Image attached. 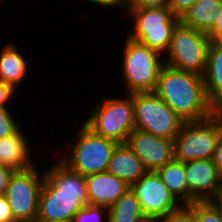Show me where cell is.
Instances as JSON below:
<instances>
[{
	"label": "cell",
	"mask_w": 222,
	"mask_h": 222,
	"mask_svg": "<svg viewBox=\"0 0 222 222\" xmlns=\"http://www.w3.org/2000/svg\"><path fill=\"white\" fill-rule=\"evenodd\" d=\"M13 42L2 45L0 52V80L18 91L20 84L29 76V62Z\"/></svg>",
	"instance_id": "obj_16"
},
{
	"label": "cell",
	"mask_w": 222,
	"mask_h": 222,
	"mask_svg": "<svg viewBox=\"0 0 222 222\" xmlns=\"http://www.w3.org/2000/svg\"><path fill=\"white\" fill-rule=\"evenodd\" d=\"M14 94L16 95V90L0 80V107H9L8 104H11L9 102Z\"/></svg>",
	"instance_id": "obj_29"
},
{
	"label": "cell",
	"mask_w": 222,
	"mask_h": 222,
	"mask_svg": "<svg viewBox=\"0 0 222 222\" xmlns=\"http://www.w3.org/2000/svg\"><path fill=\"white\" fill-rule=\"evenodd\" d=\"M90 205L111 207L129 188L120 178L101 172L85 177Z\"/></svg>",
	"instance_id": "obj_14"
},
{
	"label": "cell",
	"mask_w": 222,
	"mask_h": 222,
	"mask_svg": "<svg viewBox=\"0 0 222 222\" xmlns=\"http://www.w3.org/2000/svg\"><path fill=\"white\" fill-rule=\"evenodd\" d=\"M10 107H0V139L15 134L22 126Z\"/></svg>",
	"instance_id": "obj_24"
},
{
	"label": "cell",
	"mask_w": 222,
	"mask_h": 222,
	"mask_svg": "<svg viewBox=\"0 0 222 222\" xmlns=\"http://www.w3.org/2000/svg\"><path fill=\"white\" fill-rule=\"evenodd\" d=\"M170 0H123V9H139L146 7H168Z\"/></svg>",
	"instance_id": "obj_26"
},
{
	"label": "cell",
	"mask_w": 222,
	"mask_h": 222,
	"mask_svg": "<svg viewBox=\"0 0 222 222\" xmlns=\"http://www.w3.org/2000/svg\"><path fill=\"white\" fill-rule=\"evenodd\" d=\"M212 161L218 171L222 170V133L217 141L216 148L213 153Z\"/></svg>",
	"instance_id": "obj_33"
},
{
	"label": "cell",
	"mask_w": 222,
	"mask_h": 222,
	"mask_svg": "<svg viewBox=\"0 0 222 222\" xmlns=\"http://www.w3.org/2000/svg\"><path fill=\"white\" fill-rule=\"evenodd\" d=\"M130 188L135 193L144 214L163 217L181 205L156 172L147 171Z\"/></svg>",
	"instance_id": "obj_11"
},
{
	"label": "cell",
	"mask_w": 222,
	"mask_h": 222,
	"mask_svg": "<svg viewBox=\"0 0 222 222\" xmlns=\"http://www.w3.org/2000/svg\"><path fill=\"white\" fill-rule=\"evenodd\" d=\"M126 145L142 161L147 171L156 172L174 159V141L134 129Z\"/></svg>",
	"instance_id": "obj_12"
},
{
	"label": "cell",
	"mask_w": 222,
	"mask_h": 222,
	"mask_svg": "<svg viewBox=\"0 0 222 222\" xmlns=\"http://www.w3.org/2000/svg\"><path fill=\"white\" fill-rule=\"evenodd\" d=\"M203 78L206 96L217 109H222V45L217 41L209 45Z\"/></svg>",
	"instance_id": "obj_18"
},
{
	"label": "cell",
	"mask_w": 222,
	"mask_h": 222,
	"mask_svg": "<svg viewBox=\"0 0 222 222\" xmlns=\"http://www.w3.org/2000/svg\"><path fill=\"white\" fill-rule=\"evenodd\" d=\"M196 222H222V206L217 201L193 202Z\"/></svg>",
	"instance_id": "obj_22"
},
{
	"label": "cell",
	"mask_w": 222,
	"mask_h": 222,
	"mask_svg": "<svg viewBox=\"0 0 222 222\" xmlns=\"http://www.w3.org/2000/svg\"><path fill=\"white\" fill-rule=\"evenodd\" d=\"M196 1L197 0H170L168 7L175 16L181 18Z\"/></svg>",
	"instance_id": "obj_27"
},
{
	"label": "cell",
	"mask_w": 222,
	"mask_h": 222,
	"mask_svg": "<svg viewBox=\"0 0 222 222\" xmlns=\"http://www.w3.org/2000/svg\"><path fill=\"white\" fill-rule=\"evenodd\" d=\"M80 123L75 139L68 143L70 146L66 149V153L63 152V155L59 156V160L70 170L84 177L106 172L118 143L96 135L82 122Z\"/></svg>",
	"instance_id": "obj_3"
},
{
	"label": "cell",
	"mask_w": 222,
	"mask_h": 222,
	"mask_svg": "<svg viewBox=\"0 0 222 222\" xmlns=\"http://www.w3.org/2000/svg\"><path fill=\"white\" fill-rule=\"evenodd\" d=\"M15 172L12 168L0 163V195H4L12 174Z\"/></svg>",
	"instance_id": "obj_30"
},
{
	"label": "cell",
	"mask_w": 222,
	"mask_h": 222,
	"mask_svg": "<svg viewBox=\"0 0 222 222\" xmlns=\"http://www.w3.org/2000/svg\"><path fill=\"white\" fill-rule=\"evenodd\" d=\"M206 34L211 41H218L222 38V9L214 15V24Z\"/></svg>",
	"instance_id": "obj_28"
},
{
	"label": "cell",
	"mask_w": 222,
	"mask_h": 222,
	"mask_svg": "<svg viewBox=\"0 0 222 222\" xmlns=\"http://www.w3.org/2000/svg\"><path fill=\"white\" fill-rule=\"evenodd\" d=\"M156 173L180 204H189V190L183 162L173 159L159 168Z\"/></svg>",
	"instance_id": "obj_20"
},
{
	"label": "cell",
	"mask_w": 222,
	"mask_h": 222,
	"mask_svg": "<svg viewBox=\"0 0 222 222\" xmlns=\"http://www.w3.org/2000/svg\"><path fill=\"white\" fill-rule=\"evenodd\" d=\"M154 93L184 122L206 119L218 110L206 96L202 75L167 64L161 68Z\"/></svg>",
	"instance_id": "obj_2"
},
{
	"label": "cell",
	"mask_w": 222,
	"mask_h": 222,
	"mask_svg": "<svg viewBox=\"0 0 222 222\" xmlns=\"http://www.w3.org/2000/svg\"><path fill=\"white\" fill-rule=\"evenodd\" d=\"M218 203L222 206V198L218 201Z\"/></svg>",
	"instance_id": "obj_37"
},
{
	"label": "cell",
	"mask_w": 222,
	"mask_h": 222,
	"mask_svg": "<svg viewBox=\"0 0 222 222\" xmlns=\"http://www.w3.org/2000/svg\"><path fill=\"white\" fill-rule=\"evenodd\" d=\"M211 42L206 33L179 21L173 29L169 48L163 56L164 63L170 67L203 76Z\"/></svg>",
	"instance_id": "obj_8"
},
{
	"label": "cell",
	"mask_w": 222,
	"mask_h": 222,
	"mask_svg": "<svg viewBox=\"0 0 222 222\" xmlns=\"http://www.w3.org/2000/svg\"><path fill=\"white\" fill-rule=\"evenodd\" d=\"M222 133V109L199 121L184 122L174 138V159L181 162L212 159Z\"/></svg>",
	"instance_id": "obj_6"
},
{
	"label": "cell",
	"mask_w": 222,
	"mask_h": 222,
	"mask_svg": "<svg viewBox=\"0 0 222 222\" xmlns=\"http://www.w3.org/2000/svg\"><path fill=\"white\" fill-rule=\"evenodd\" d=\"M57 160L44 170L36 222H72L80 209L90 205L85 177Z\"/></svg>",
	"instance_id": "obj_1"
},
{
	"label": "cell",
	"mask_w": 222,
	"mask_h": 222,
	"mask_svg": "<svg viewBox=\"0 0 222 222\" xmlns=\"http://www.w3.org/2000/svg\"><path fill=\"white\" fill-rule=\"evenodd\" d=\"M220 45H222V38L217 41Z\"/></svg>",
	"instance_id": "obj_36"
},
{
	"label": "cell",
	"mask_w": 222,
	"mask_h": 222,
	"mask_svg": "<svg viewBox=\"0 0 222 222\" xmlns=\"http://www.w3.org/2000/svg\"><path fill=\"white\" fill-rule=\"evenodd\" d=\"M136 222H162V217L157 215L143 214L142 216L138 217Z\"/></svg>",
	"instance_id": "obj_34"
},
{
	"label": "cell",
	"mask_w": 222,
	"mask_h": 222,
	"mask_svg": "<svg viewBox=\"0 0 222 222\" xmlns=\"http://www.w3.org/2000/svg\"><path fill=\"white\" fill-rule=\"evenodd\" d=\"M107 172L122 179L129 187L146 172L142 161L132 152L126 143L118 144L113 151Z\"/></svg>",
	"instance_id": "obj_17"
},
{
	"label": "cell",
	"mask_w": 222,
	"mask_h": 222,
	"mask_svg": "<svg viewBox=\"0 0 222 222\" xmlns=\"http://www.w3.org/2000/svg\"><path fill=\"white\" fill-rule=\"evenodd\" d=\"M72 222H108V208L86 205L75 214Z\"/></svg>",
	"instance_id": "obj_23"
},
{
	"label": "cell",
	"mask_w": 222,
	"mask_h": 222,
	"mask_svg": "<svg viewBox=\"0 0 222 222\" xmlns=\"http://www.w3.org/2000/svg\"><path fill=\"white\" fill-rule=\"evenodd\" d=\"M162 222H196L193 203L181 204L177 209L162 217Z\"/></svg>",
	"instance_id": "obj_25"
},
{
	"label": "cell",
	"mask_w": 222,
	"mask_h": 222,
	"mask_svg": "<svg viewBox=\"0 0 222 222\" xmlns=\"http://www.w3.org/2000/svg\"><path fill=\"white\" fill-rule=\"evenodd\" d=\"M144 213L135 193L129 187L127 191L108 208V222H136Z\"/></svg>",
	"instance_id": "obj_21"
},
{
	"label": "cell",
	"mask_w": 222,
	"mask_h": 222,
	"mask_svg": "<svg viewBox=\"0 0 222 222\" xmlns=\"http://www.w3.org/2000/svg\"><path fill=\"white\" fill-rule=\"evenodd\" d=\"M123 11L124 13L127 11V16L132 17L134 24L127 36L164 56L169 48L173 29L180 18L165 6L123 9Z\"/></svg>",
	"instance_id": "obj_7"
},
{
	"label": "cell",
	"mask_w": 222,
	"mask_h": 222,
	"mask_svg": "<svg viewBox=\"0 0 222 222\" xmlns=\"http://www.w3.org/2000/svg\"><path fill=\"white\" fill-rule=\"evenodd\" d=\"M94 109L82 123L96 135L126 143L128 135L135 129L132 94L125 97H101Z\"/></svg>",
	"instance_id": "obj_4"
},
{
	"label": "cell",
	"mask_w": 222,
	"mask_h": 222,
	"mask_svg": "<svg viewBox=\"0 0 222 222\" xmlns=\"http://www.w3.org/2000/svg\"><path fill=\"white\" fill-rule=\"evenodd\" d=\"M222 9V0H197L180 21L198 31L207 33L214 24V15Z\"/></svg>",
	"instance_id": "obj_19"
},
{
	"label": "cell",
	"mask_w": 222,
	"mask_h": 222,
	"mask_svg": "<svg viewBox=\"0 0 222 222\" xmlns=\"http://www.w3.org/2000/svg\"><path fill=\"white\" fill-rule=\"evenodd\" d=\"M135 129L174 140L184 121L154 92L132 93Z\"/></svg>",
	"instance_id": "obj_9"
},
{
	"label": "cell",
	"mask_w": 222,
	"mask_h": 222,
	"mask_svg": "<svg viewBox=\"0 0 222 222\" xmlns=\"http://www.w3.org/2000/svg\"><path fill=\"white\" fill-rule=\"evenodd\" d=\"M37 167L36 164L15 171L6 188L4 195L16 222H36L39 194L45 177V171L41 172Z\"/></svg>",
	"instance_id": "obj_10"
},
{
	"label": "cell",
	"mask_w": 222,
	"mask_h": 222,
	"mask_svg": "<svg viewBox=\"0 0 222 222\" xmlns=\"http://www.w3.org/2000/svg\"><path fill=\"white\" fill-rule=\"evenodd\" d=\"M189 204L217 201L219 171L212 159L184 162Z\"/></svg>",
	"instance_id": "obj_13"
},
{
	"label": "cell",
	"mask_w": 222,
	"mask_h": 222,
	"mask_svg": "<svg viewBox=\"0 0 222 222\" xmlns=\"http://www.w3.org/2000/svg\"><path fill=\"white\" fill-rule=\"evenodd\" d=\"M83 1V0H82ZM86 3L94 4L99 7H105L112 10V8H119L123 10V0H84Z\"/></svg>",
	"instance_id": "obj_32"
},
{
	"label": "cell",
	"mask_w": 222,
	"mask_h": 222,
	"mask_svg": "<svg viewBox=\"0 0 222 222\" xmlns=\"http://www.w3.org/2000/svg\"><path fill=\"white\" fill-rule=\"evenodd\" d=\"M0 222H16L5 195H0Z\"/></svg>",
	"instance_id": "obj_31"
},
{
	"label": "cell",
	"mask_w": 222,
	"mask_h": 222,
	"mask_svg": "<svg viewBox=\"0 0 222 222\" xmlns=\"http://www.w3.org/2000/svg\"><path fill=\"white\" fill-rule=\"evenodd\" d=\"M121 65L126 93L154 92L164 58L157 51L126 36Z\"/></svg>",
	"instance_id": "obj_5"
},
{
	"label": "cell",
	"mask_w": 222,
	"mask_h": 222,
	"mask_svg": "<svg viewBox=\"0 0 222 222\" xmlns=\"http://www.w3.org/2000/svg\"><path fill=\"white\" fill-rule=\"evenodd\" d=\"M22 127L13 135L0 139V163L15 171L33 167L31 143L22 132Z\"/></svg>",
	"instance_id": "obj_15"
},
{
	"label": "cell",
	"mask_w": 222,
	"mask_h": 222,
	"mask_svg": "<svg viewBox=\"0 0 222 222\" xmlns=\"http://www.w3.org/2000/svg\"><path fill=\"white\" fill-rule=\"evenodd\" d=\"M222 198V170L219 171V182L217 191V202Z\"/></svg>",
	"instance_id": "obj_35"
}]
</instances>
